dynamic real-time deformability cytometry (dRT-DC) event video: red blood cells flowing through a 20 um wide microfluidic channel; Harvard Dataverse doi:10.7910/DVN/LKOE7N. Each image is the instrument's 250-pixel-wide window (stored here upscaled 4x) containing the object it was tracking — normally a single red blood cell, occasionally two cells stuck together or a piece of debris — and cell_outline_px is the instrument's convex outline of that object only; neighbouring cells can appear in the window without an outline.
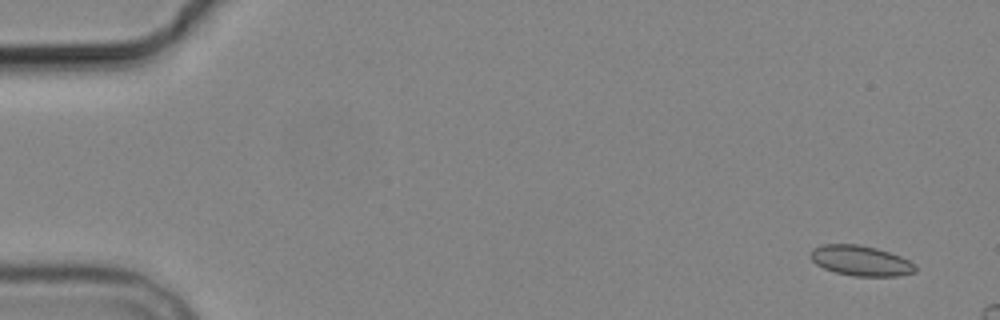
{"species": "common noctule bat (a hibernating species)", "species_latin": "Nyctalus noctula", "temperature_condition": "cold", "stored_images_in_passage": 5, "camera_frame_rate_fps": 3000, "um_per_image_px": 0.085, "animal": {"sex": "male", "body_mass_g": 19.2, "forearm_length_mm": 51.8}, "frame": {"image": 1, "passage_image": 1, "time_ms": 0.0, "image_size_px": [1000, 320], "cell_outline_px": [[916, 272], [896, 276], [852, 276], [836, 272], [824, 268], [816, 264], [808, 256], [812, 248], [820, 244], [860, 244], [876, 248], [900, 256], [916, 264]], "centroid_in_image_um": [73.13, 22.15], "position_along_channel_um": 11.9, "area_um2": 18.61}}